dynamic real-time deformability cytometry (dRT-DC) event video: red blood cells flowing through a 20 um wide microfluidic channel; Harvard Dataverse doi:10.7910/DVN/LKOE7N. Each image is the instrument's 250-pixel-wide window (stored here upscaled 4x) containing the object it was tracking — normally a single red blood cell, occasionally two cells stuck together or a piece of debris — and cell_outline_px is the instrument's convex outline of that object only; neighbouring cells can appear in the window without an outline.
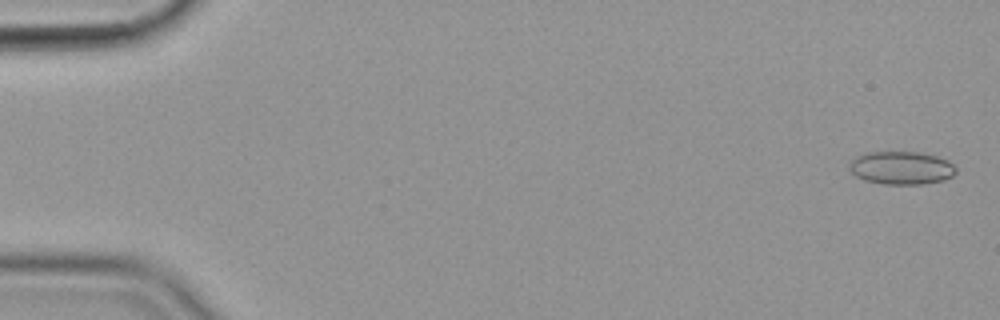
{"species": "common noctule bat (a hibernating species)", "species_latin": "Nyctalus noctula", "temperature_condition": "cold", "stored_images_in_passage": 57, "camera_frame_rate_fps": 3000, "um_per_image_px": 0.085, "animal": {"sex": "female", "body_mass_g": 19.9}, "frame": {"image": 1, "passage_image": 2, "time_ms": 0.333, "image_size_px": [1000, 320], "cell_outline_px": [[956, 172], [952, 176], [944, 180], [920, 184], [884, 184], [864, 180], [856, 176], [852, 172], [852, 160], [856, 156], [868, 152], [920, 152], [936, 156], [948, 160], [956, 168]], "centroid_in_image_um": [76.65, 14.27], "position_along_channel_um": 8.3, "area_um2": 20.35}}
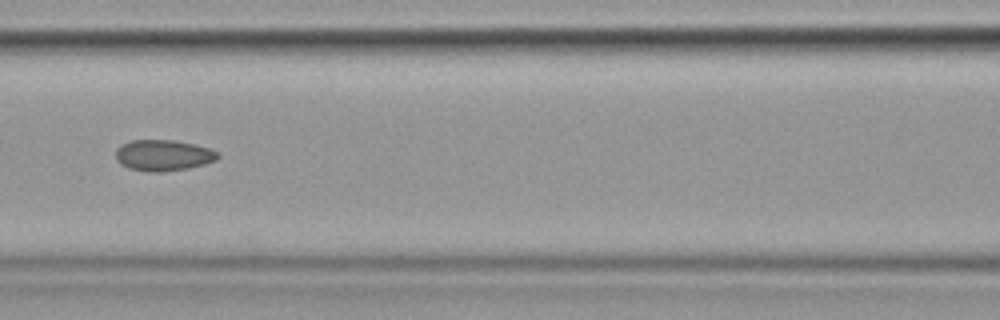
{"frame": {"image": 2, "passage_image": 26, "time_ms": 8.333, "image_size_px": [1000, 320], "cell_outline_px": [[220, 156], [216, 160], [204, 164], [188, 168], [160, 172], [148, 172], [128, 168], [120, 164], [116, 160], [116, 148], [120, 144], [132, 140], [176, 140], [208, 148], [216, 152]], "centroid_in_image_um": [13.83, 13.2], "position_along_channel_um": 152.8, "area_um2": 18.5}}
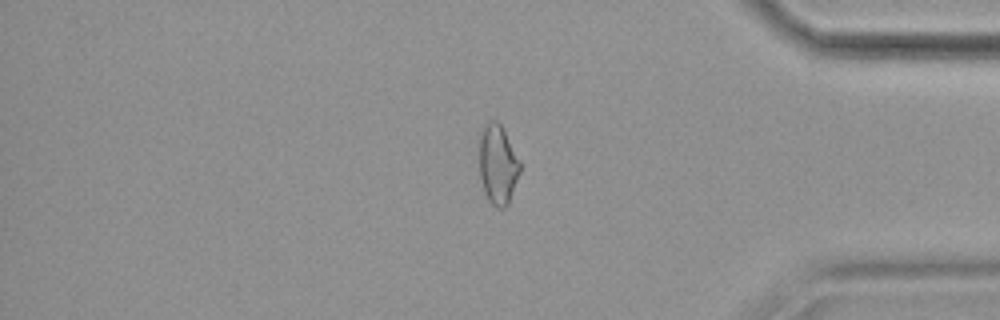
{"frame": {"image": 3, "passage_image": 48, "time_ms": 15.667, "image_size_px": [1000, 320], "cell_outline_px": [[520, 172], [508, 204], [504, 208], [496, 208], [488, 200], [484, 192], [480, 176], [480, 136], [484, 128], [492, 120], [496, 120], [504, 128], [520, 160]], "centroid_in_image_um": [42.33, 14.0], "position_along_channel_um": 392.9, "area_um2": 18.79}, "authors_computed_cell_mechanics": {"area_um2": 18.9584, "velocity_mm_per_s": 3.5783, "shape_relaxation_time_tau1_ms": 9.2151, "shape_relaxation_time_tau2_ms": 2.173, "deformation_change_tau1": 0.1254, "deformation_change_tau2": 0.0645}}